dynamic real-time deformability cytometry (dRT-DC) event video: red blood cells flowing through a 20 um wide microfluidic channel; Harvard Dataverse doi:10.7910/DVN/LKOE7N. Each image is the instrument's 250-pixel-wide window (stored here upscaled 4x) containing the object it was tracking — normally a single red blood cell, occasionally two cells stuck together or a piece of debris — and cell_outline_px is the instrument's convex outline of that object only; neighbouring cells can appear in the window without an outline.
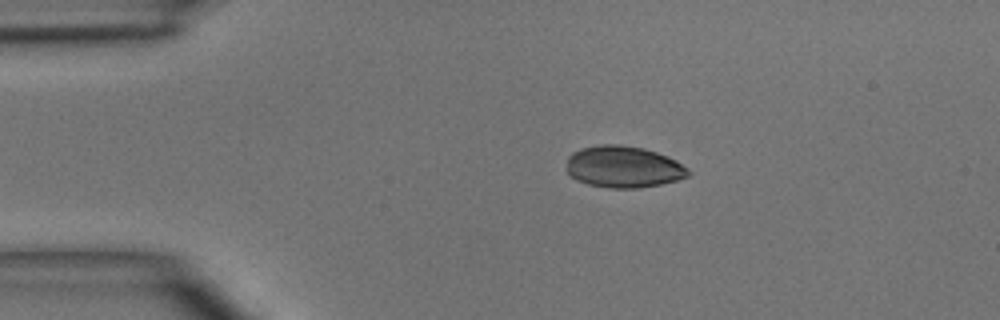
{"species": "common noctule bat (a hibernating species)", "species_latin": "Nyctalus noctula", "temperature_condition": "room temperature", "stored_images_in_passage": 2, "camera_frame_rate_fps": 3000, "um_per_image_px": 0.085, "animal": {"sex": "male", "body_mass_g": 15.6}, "frame": {"image": 1, "passage_image": 1, "time_ms": 0.0, "image_size_px": [1000, 320], "cell_outline_px": [[692, 172], [688, 176], [676, 180], [660, 184], [636, 188], [608, 188], [588, 184], [576, 180], [564, 168], [568, 156], [572, 152], [580, 148], [600, 144], [620, 144], [644, 148], [668, 156], [676, 160], [688, 168]], "centroid_in_image_um": [52.97, 14.17], "position_along_channel_um": 32.0, "area_um2": 29.88}}